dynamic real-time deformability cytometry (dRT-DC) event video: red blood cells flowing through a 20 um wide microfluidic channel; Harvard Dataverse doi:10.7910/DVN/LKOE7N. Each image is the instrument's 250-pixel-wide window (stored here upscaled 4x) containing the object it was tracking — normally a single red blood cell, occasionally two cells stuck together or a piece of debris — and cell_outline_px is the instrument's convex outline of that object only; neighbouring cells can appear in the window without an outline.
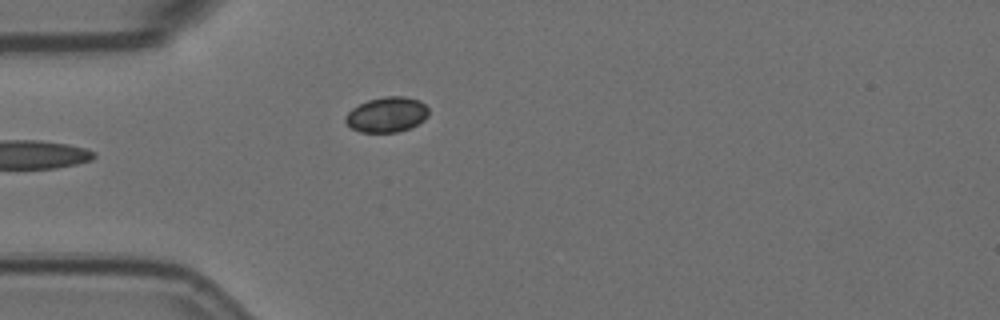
{"species": "Egyptian fruit bat (a non-hibernating species)", "species_latin": "Rousettus aegyptiacus", "temperature_condition": "room temperature", "stored_images_in_passage": 4, "camera_frame_rate_fps": 3000, "um_per_image_px": 0.085, "animal": {"sex": "female"}, "frame": {"image": 1, "passage_image": 2, "time_ms": 0.333, "image_size_px": [1000, 320], "cell_outline_px": [[428, 116], [424, 120], [400, 132], [360, 132], [352, 128], [344, 120], [344, 116], [352, 108], [368, 100], [384, 96], [404, 96], [420, 100], [428, 108]], "centroid_in_image_um": [32.88, 9.73], "position_along_channel_um": 52.1, "area_um2": 17.05}}
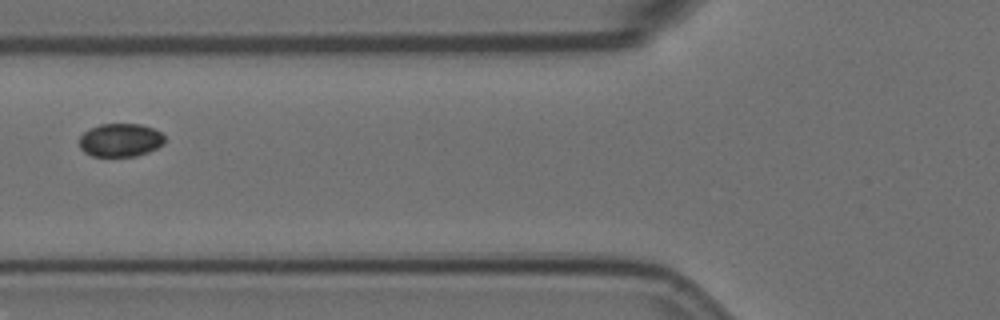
{"frame": {"image": 2, "passage_image": 4, "time_ms": 1.0, "image_size_px": [1000, 320], "cell_outline_px": [[164, 144], [148, 152], [136, 156], [92, 156], [84, 152], [80, 148], [80, 136], [88, 128], [100, 124], [140, 124], [152, 128], [160, 132], [164, 136]], "centroid_in_image_um": [10.21, 11.9], "position_along_channel_um": 115.6, "area_um2": 16.59}}